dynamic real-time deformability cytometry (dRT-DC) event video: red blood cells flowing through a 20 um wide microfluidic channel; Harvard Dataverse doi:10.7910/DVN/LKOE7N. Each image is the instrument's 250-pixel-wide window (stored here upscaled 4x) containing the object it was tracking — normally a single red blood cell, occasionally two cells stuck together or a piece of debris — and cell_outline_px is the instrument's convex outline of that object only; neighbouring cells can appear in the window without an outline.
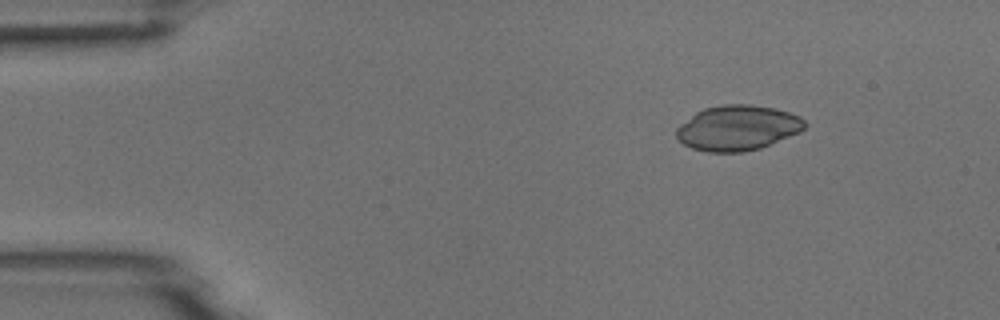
{"species": "common noctule bat (a hibernating species)", "species_latin": "Nyctalus noctula", "temperature_condition": "room temperature", "stored_images_in_passage": 5, "camera_frame_rate_fps": 3000, "um_per_image_px": 0.085, "animal": {"sex": "male", "body_mass_g": 18.8}, "frame": {"image": 1, "passage_image": 1, "time_ms": 0.0, "image_size_px": [1000, 320], "cell_outline_px": [[808, 124], [800, 132], [760, 148], [744, 152], [708, 152], [692, 148], [684, 144], [676, 136], [676, 128], [680, 124], [696, 112], [704, 108], [724, 104], [748, 104], [776, 108], [800, 116]], "centroid_in_image_um": [62.71, 10.87], "position_along_channel_um": 22.3, "area_um2": 33.81}}